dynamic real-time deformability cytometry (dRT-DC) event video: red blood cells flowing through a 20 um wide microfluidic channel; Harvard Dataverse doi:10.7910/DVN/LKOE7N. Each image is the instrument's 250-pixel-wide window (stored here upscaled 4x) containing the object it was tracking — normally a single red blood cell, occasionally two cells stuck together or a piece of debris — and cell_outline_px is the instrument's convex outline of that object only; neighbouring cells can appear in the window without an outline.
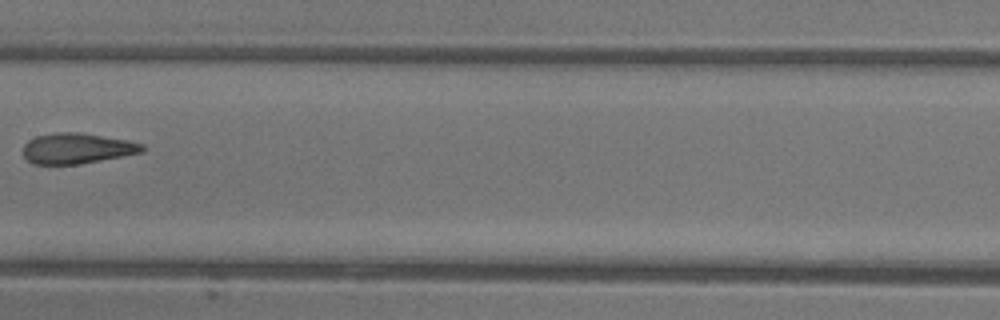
{"species": "common noctule bat (a hibernating species)", "species_latin": "Nyctalus noctula", "temperature_condition": "warm", "stored_images_in_passage": 7, "camera_frame_rate_fps": 3000, "um_per_image_px": 0.085, "animal": {"sex": "female"}, "frame": {"image": 1, "passage_image": 7, "time_ms": 7.0, "image_size_px": [1000, 320], "cell_outline_px": [[144, 152], [76, 164], [32, 164], [24, 156], [24, 144], [28, 140], [36, 136], [56, 132], [80, 132], [128, 140], [144, 144]], "centroid_in_image_um": [6.54, 12.6], "position_along_channel_um": 200.9, "area_um2": 21.1}}